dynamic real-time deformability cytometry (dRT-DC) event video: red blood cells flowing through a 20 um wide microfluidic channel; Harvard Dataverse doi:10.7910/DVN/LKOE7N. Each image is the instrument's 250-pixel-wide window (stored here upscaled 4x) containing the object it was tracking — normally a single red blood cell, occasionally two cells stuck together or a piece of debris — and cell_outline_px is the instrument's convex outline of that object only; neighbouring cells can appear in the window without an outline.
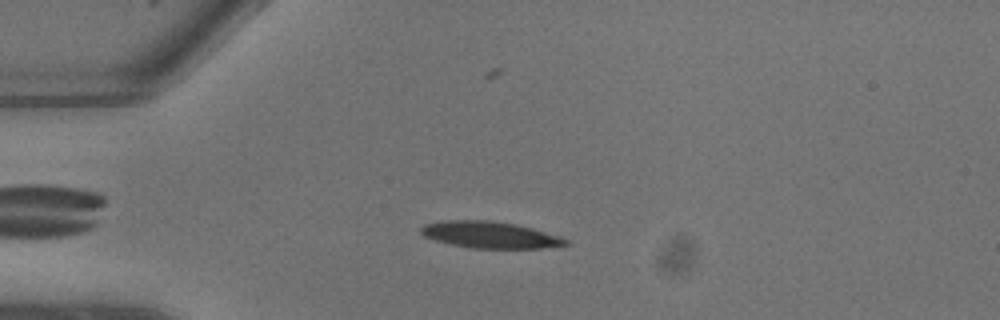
{"species": "common noctule bat (a hibernating species)", "species_latin": "Nyctalus noctula", "temperature_condition": "warm", "stored_images_in_passage": 14, "camera_frame_rate_fps": 3000, "um_per_image_px": 0.085, "animal": {"sex": "male", "body_mass_g": 13.3}, "frame": {"image": 1, "passage_image": 5, "time_ms": 1.333, "image_size_px": [1000, 320], "cell_outline_px": [[568, 244], [544, 248], [472, 248], [452, 244], [436, 240], [424, 236], [420, 232], [420, 228], [424, 224], [440, 220], [488, 220], [516, 224], [532, 228], [560, 236], [568, 240]], "centroid_in_image_um": [41.63, 19.95], "position_along_channel_um": 43.4, "area_um2": 22.37}}